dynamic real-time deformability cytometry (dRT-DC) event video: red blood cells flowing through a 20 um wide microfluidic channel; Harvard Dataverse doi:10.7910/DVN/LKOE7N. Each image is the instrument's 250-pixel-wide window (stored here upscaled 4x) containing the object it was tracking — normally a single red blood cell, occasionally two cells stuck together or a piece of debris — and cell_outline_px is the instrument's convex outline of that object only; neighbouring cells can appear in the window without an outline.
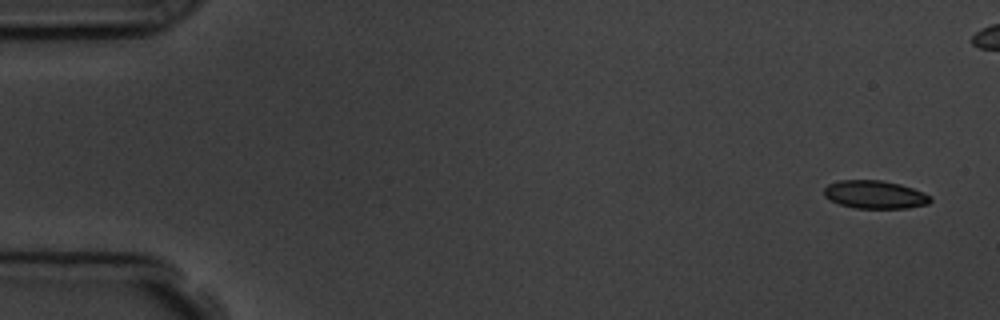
{"species": "common noctule bat (a hibernating species)", "species_latin": "Nyctalus noctula", "temperature_condition": "room temperature", "stored_images_in_passage": 6, "camera_frame_rate_fps": 3000, "um_per_image_px": 0.085, "animal": {"sex": "male", "body_mass_g": 19.5, "forearm_length_mm": 54.6}, "frame": {"image": 1, "passage_image": 1, "time_ms": 0.0, "image_size_px": [1000, 320], "cell_outline_px": [[932, 200], [928, 204], [908, 208], [856, 208], [840, 204], [824, 196], [824, 188], [828, 184], [840, 180], [880, 180], [900, 184], [924, 192], [932, 196]], "centroid_in_image_um": [74.39, 16.54], "position_along_channel_um": 10.6, "area_um2": 17.4}}